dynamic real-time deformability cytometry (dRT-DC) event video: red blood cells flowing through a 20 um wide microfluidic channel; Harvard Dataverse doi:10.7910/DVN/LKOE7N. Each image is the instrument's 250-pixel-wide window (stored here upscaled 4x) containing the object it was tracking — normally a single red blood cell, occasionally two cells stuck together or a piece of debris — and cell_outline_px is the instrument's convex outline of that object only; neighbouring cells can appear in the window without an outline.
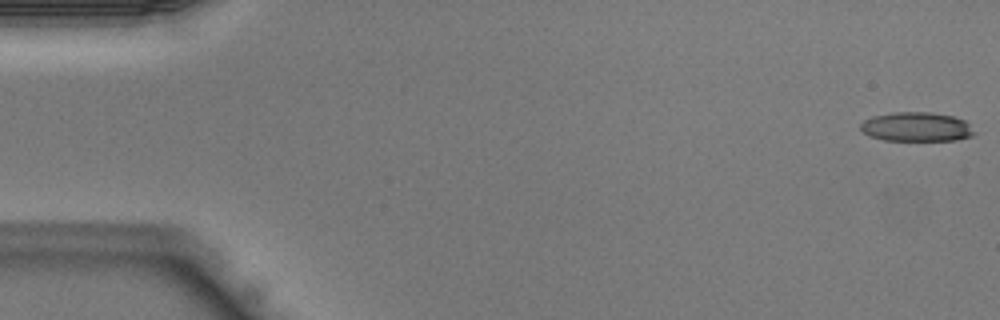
{"species": "Egyptian fruit bat (a non-hibernating species)", "species_latin": "Rousettus aegyptiacus", "temperature_condition": "warm", "stored_images_in_passage": 43, "camera_frame_rate_fps": 3000, "um_per_image_px": 0.085, "animal": {"sex": "male"}, "frame": {"image": 1, "passage_image": 1, "time_ms": 0.0, "image_size_px": [1000, 320], "cell_outline_px": [[976, 132], [972, 136], [956, 140], [884, 140], [872, 136], [864, 132], [860, 128], [860, 124], [864, 120], [872, 116], [892, 112], [932, 112], [952, 116], [964, 120]], "centroid_in_image_um": [77.91, 10.77], "position_along_channel_um": 7.1, "area_um2": 19.31}}
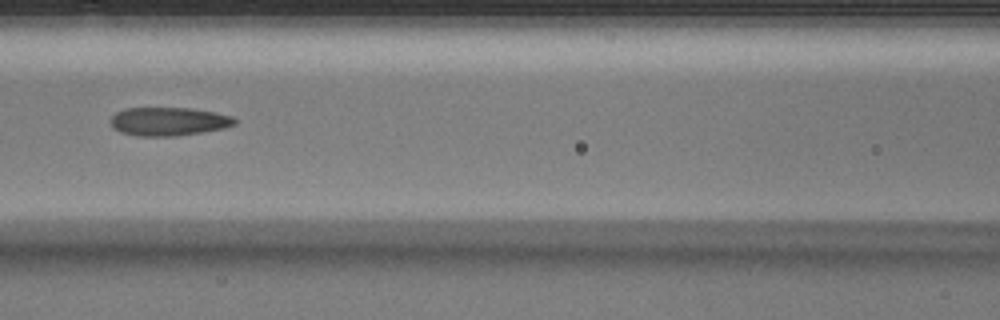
{"frame": {"image": 2, "passage_image": 19, "time_ms": 6.0, "image_size_px": [1000, 320], "cell_outline_px": [[236, 124], [224, 128], [176, 136], [140, 136], [120, 132], [112, 128], [112, 116], [116, 112], [124, 108], [192, 108], [216, 112], [232, 116], [236, 120]], "centroid_in_image_um": [14.34, 10.32], "position_along_channel_um": 152.3, "area_um2": 20.58}}
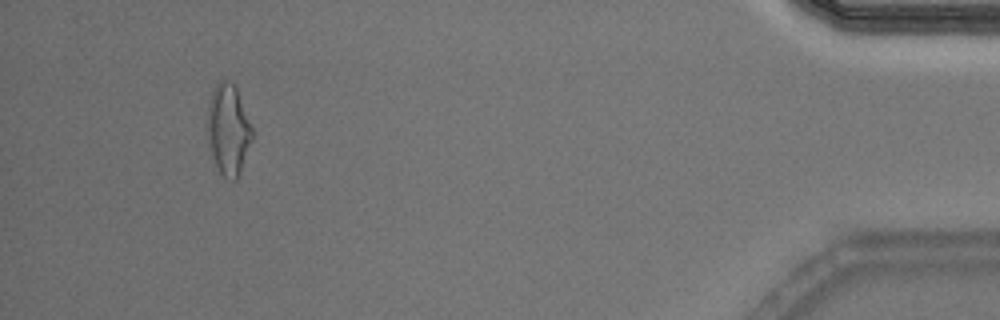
{"frame": {"image": 3, "passage_image": 40, "time_ms": 13.0, "image_size_px": [1000, 320], "cell_outline_px": [[252, 140], [240, 172], [236, 180], [232, 180], [224, 176], [220, 172], [216, 164], [208, 144], [208, 104], [212, 92], [216, 84], [220, 80], [228, 80], [236, 84], [252, 128]], "centroid_in_image_um": [19.41, 10.97], "position_along_channel_um": 415.8, "area_um2": 23.52}}